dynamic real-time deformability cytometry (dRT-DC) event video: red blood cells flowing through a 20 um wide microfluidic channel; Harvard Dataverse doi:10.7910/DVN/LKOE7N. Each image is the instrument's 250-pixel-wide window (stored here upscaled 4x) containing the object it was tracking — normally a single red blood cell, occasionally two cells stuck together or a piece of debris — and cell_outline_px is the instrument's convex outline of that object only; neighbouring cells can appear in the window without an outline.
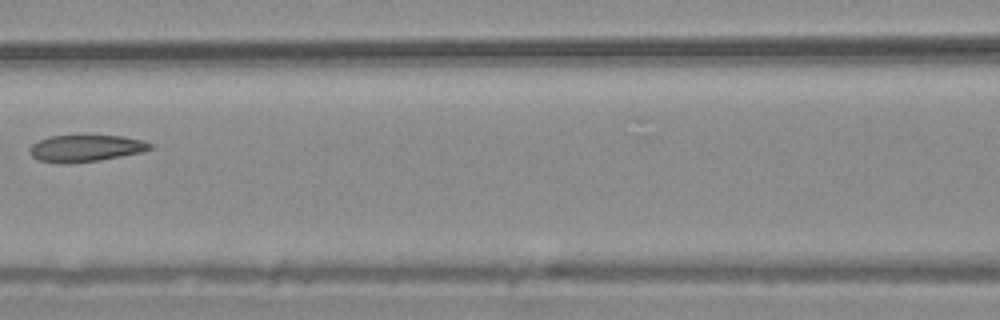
{"species": "common noctule bat (a hibernating species)", "species_latin": "Nyctalus noctula", "temperature_condition": "warm", "stored_images_in_passage": 8, "segment_of_instrument_passage": [1, 2], "camera_frame_rate_fps": 3000, "um_per_image_px": 0.085, "animal": {"sex": "male", "body_mass_g": 20.4}, "frame": {"image": 1, "passage_image": 7, "time_ms": 2.0, "image_size_px": [1000, 320], "cell_outline_px": [[156, 148], [144, 152], [100, 160], [68, 164], [60, 164], [40, 160], [32, 156], [28, 148], [32, 144], [48, 136], [120, 136], [144, 140], [152, 144]], "centroid_in_image_um": [7.32, 12.61], "position_along_channel_um": 159.3, "area_um2": 18.96}}